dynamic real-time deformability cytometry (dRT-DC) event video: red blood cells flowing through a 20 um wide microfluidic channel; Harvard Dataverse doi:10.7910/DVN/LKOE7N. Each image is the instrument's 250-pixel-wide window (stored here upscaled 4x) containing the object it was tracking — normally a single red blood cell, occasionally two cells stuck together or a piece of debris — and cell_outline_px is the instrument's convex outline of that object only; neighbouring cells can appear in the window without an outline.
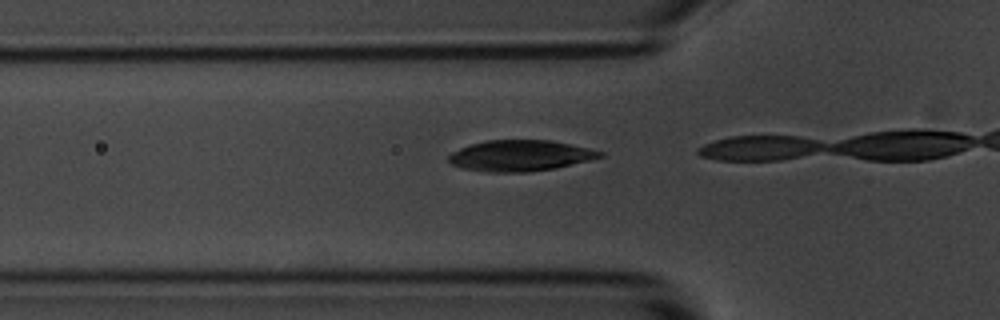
{"species": "common noctule bat (a hibernating species)", "species_latin": "Nyctalus noctula", "temperature_condition": "room temperature", "stored_images_in_passage": 13, "camera_frame_rate_fps": 3000, "um_per_image_px": 0.085, "animal": {"sex": "male", "body_mass_g": 20.1, "forearm_length_mm": 53.5}, "frame": {"image": 1, "passage_image": 12, "time_ms": 3.667, "image_size_px": [1000, 320], "cell_outline_px": [[604, 156], [556, 168], [528, 172], [488, 172], [464, 168], [452, 164], [448, 160], [448, 156], [452, 152], [460, 148], [472, 144], [488, 140], [552, 140], [572, 144], [604, 152]], "centroid_in_image_um": [44.23, 13.23], "position_along_channel_um": 81.6, "area_um2": 27.17}}